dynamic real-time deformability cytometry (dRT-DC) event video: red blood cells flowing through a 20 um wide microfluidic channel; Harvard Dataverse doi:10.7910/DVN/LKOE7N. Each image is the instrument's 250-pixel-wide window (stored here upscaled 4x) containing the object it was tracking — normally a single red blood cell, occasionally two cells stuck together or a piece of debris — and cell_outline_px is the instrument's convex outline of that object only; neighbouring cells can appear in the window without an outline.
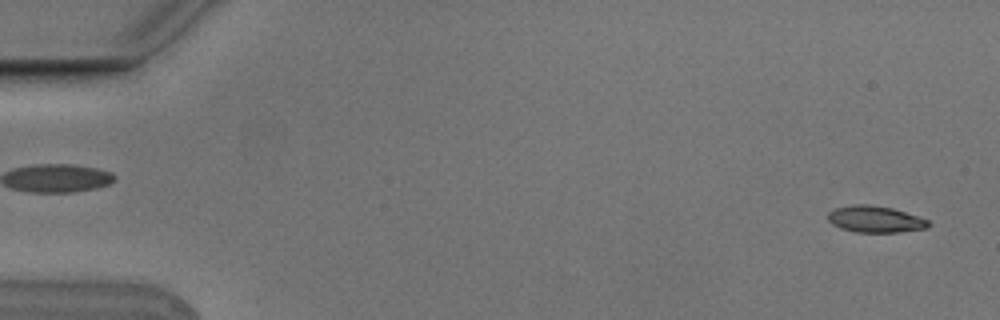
{"species": "Egyptian fruit bat (a non-hibernating species)", "species_latin": "Rousettus aegyptiacus", "temperature_condition": "cold", "stored_images_in_passage": 6, "camera_frame_rate_fps": 3000, "um_per_image_px": 0.085, "animal": {"sex": "male"}, "frame": {"image": 1, "passage_image": 6, "time_ms": 1.667, "image_size_px": [1000, 320], "cell_outline_px": [[932, 224], [928, 228], [900, 232], [856, 232], [840, 228], [832, 224], [828, 220], [828, 212], [836, 208], [852, 204], [868, 204], [892, 208], [928, 220]], "centroid_in_image_um": [74.39, 18.64], "position_along_channel_um": 10.6, "area_um2": 15.55}}